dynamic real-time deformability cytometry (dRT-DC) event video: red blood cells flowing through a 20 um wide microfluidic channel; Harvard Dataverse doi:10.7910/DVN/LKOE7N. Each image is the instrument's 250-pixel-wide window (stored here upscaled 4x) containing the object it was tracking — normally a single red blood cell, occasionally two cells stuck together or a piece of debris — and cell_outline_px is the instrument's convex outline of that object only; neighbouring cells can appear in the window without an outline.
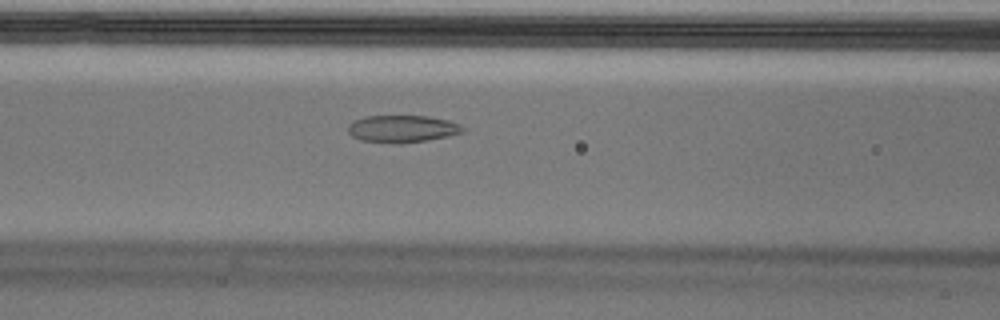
{"species": "Egyptian fruit bat (a non-hibernating species)", "species_latin": "Rousettus aegyptiacus", "temperature_condition": "cold", "stored_images_in_passage": 54, "camera_frame_rate_fps": 3000, "um_per_image_px": 0.085, "animal": {"sex": "male"}, "frame": {"image": 1, "passage_image": 22, "time_ms": 7.0, "image_size_px": [1000, 320], "cell_outline_px": [[464, 132], [448, 136], [424, 140], [360, 140], [352, 136], [348, 132], [348, 124], [364, 116], [428, 116], [448, 120], [460, 124], [464, 128]], "centroid_in_image_um": [34.22, 10.89], "position_along_channel_um": 132.4, "area_um2": 17.22}}
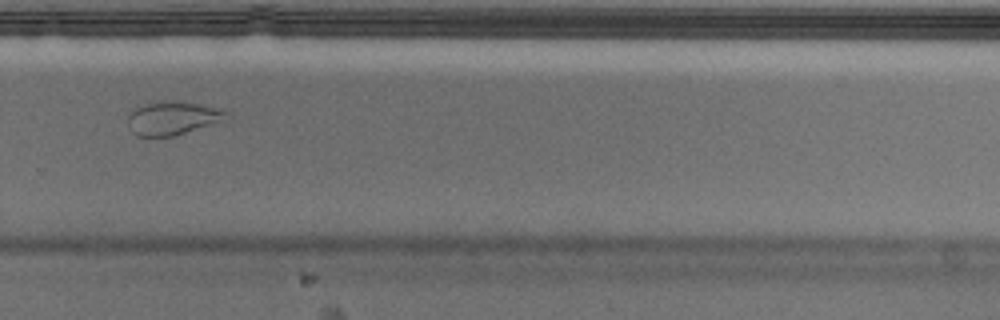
{"frame": {"image": 2, "passage_image": 37, "time_ms": 12.0, "image_size_px": [1000, 320], "cell_outline_px": [[228, 112], [212, 124], [172, 136], [136, 136], [128, 128], [128, 116], [136, 108], [144, 104], [164, 100], [172, 100], [200, 104], [220, 108]], "centroid_in_image_um": [14.58, 10.03], "position_along_channel_um": 315.2, "area_um2": 18.79}}
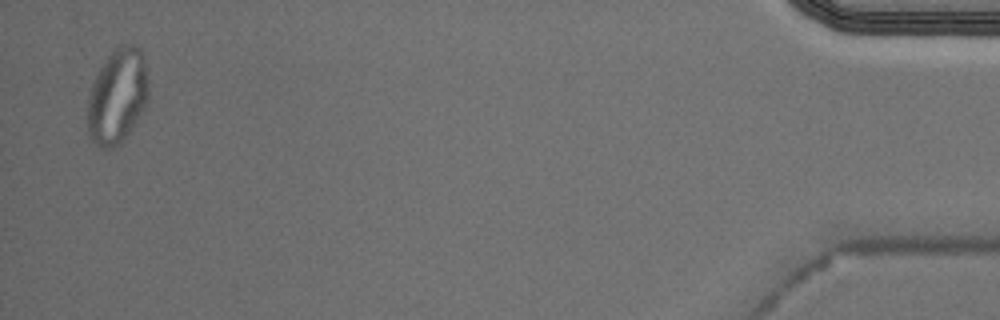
{"frame": {"image": 3, "passage_image": 53, "time_ms": 17.333, "image_size_px": [1000, 320], "cell_outline_px": [[148, 100], [144, 108], [124, 140], [120, 144], [112, 148], [104, 148], [96, 144], [92, 140], [88, 132], [88, 100], [92, 84], [100, 68], [108, 56], [120, 44], [132, 44], [140, 48], [144, 56], [148, 80]], "centroid_in_image_um": [10.0, 8.17], "position_along_channel_um": 425.2, "area_um2": 33.58}, "authors_computed_cell_mechanics": {"area_um2": 21.0392, "velocity_mm_per_s": 3.6551, "shape_relaxation_time_tau1_ms": null, "shape_relaxation_time_tau2_ms": 1.0022, "deformation_change_tau1": null, "deformation_change_tau2": 0.0587}}